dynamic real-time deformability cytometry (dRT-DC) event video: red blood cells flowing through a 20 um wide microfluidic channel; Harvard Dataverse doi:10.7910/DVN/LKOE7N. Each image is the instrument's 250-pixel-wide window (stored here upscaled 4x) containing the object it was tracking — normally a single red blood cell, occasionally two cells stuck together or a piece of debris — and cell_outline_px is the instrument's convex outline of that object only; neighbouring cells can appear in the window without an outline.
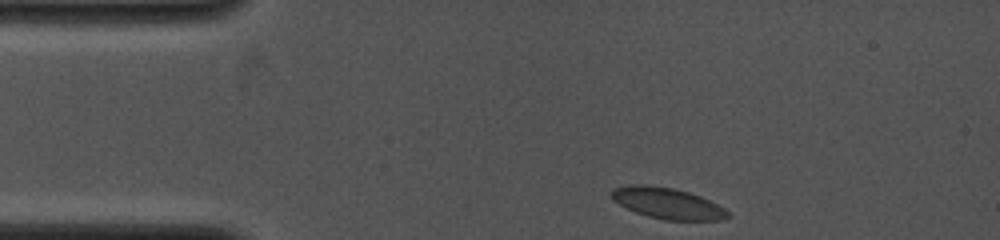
{"species": "common noctule bat (a hibernating species)", "species_latin": "Nyctalus noctula", "temperature_condition": "cold", "stored_images_in_passage": 25, "camera_frame_rate_fps": 4000, "um_per_image_px": 0.085, "animal": {"sex": "female", "body_mass_g": 19.0, "forearm_length_mm": 53.3}, "frame": {"image": 1, "passage_image": 1, "time_ms": 0.0, "image_size_px": [1000, 240], "cell_outline_px": [[732, 216], [724, 220], [664, 220], [648, 216], [636, 212], [612, 200], [612, 188], [628, 184], [648, 184], [672, 188], [688, 192], [700, 196], [724, 208]], "centroid_in_image_um": [56.73, 17.27], "position_along_channel_um": 28.3, "area_um2": 21.04}}
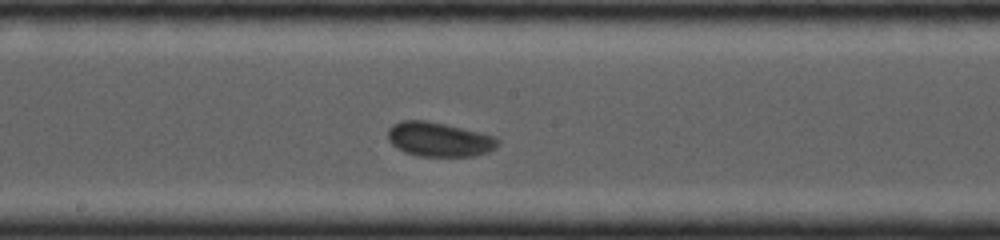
{"frame": {"image": 2, "passage_image": 15, "time_ms": 5.5, "image_size_px": [1000, 240], "cell_outline_px": [[500, 144], [496, 148], [488, 152], [472, 156], [416, 156], [404, 152], [396, 148], [388, 140], [388, 128], [392, 124], [400, 120], [428, 120], [496, 136], [500, 140]], "centroid_in_image_um": [37.31, 11.84], "position_along_channel_um": 210.9, "area_um2": 22.31}}
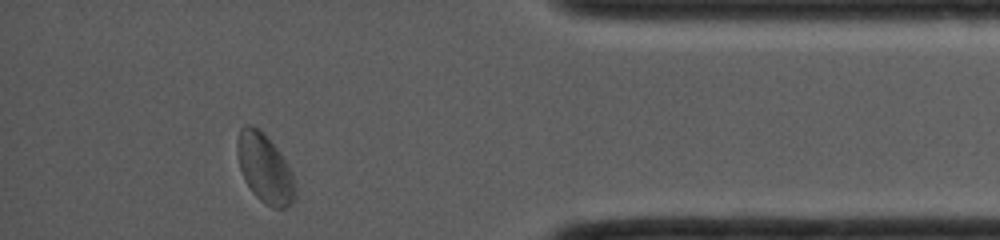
{"frame": {"image": 3, "passage_image": 25, "time_ms": 10.75, "image_size_px": [1000, 240], "cell_outline_px": [[296, 188], [292, 200], [284, 208], [272, 208], [264, 204], [252, 192], [244, 180], [240, 168], [236, 152], [236, 140], [240, 128], [244, 124], [252, 124], [264, 132], [280, 152], [292, 172], [296, 184]], "centroid_in_image_um": [22.47, 14.27], "position_along_channel_um": 412.7, "area_um2": 23.52}}